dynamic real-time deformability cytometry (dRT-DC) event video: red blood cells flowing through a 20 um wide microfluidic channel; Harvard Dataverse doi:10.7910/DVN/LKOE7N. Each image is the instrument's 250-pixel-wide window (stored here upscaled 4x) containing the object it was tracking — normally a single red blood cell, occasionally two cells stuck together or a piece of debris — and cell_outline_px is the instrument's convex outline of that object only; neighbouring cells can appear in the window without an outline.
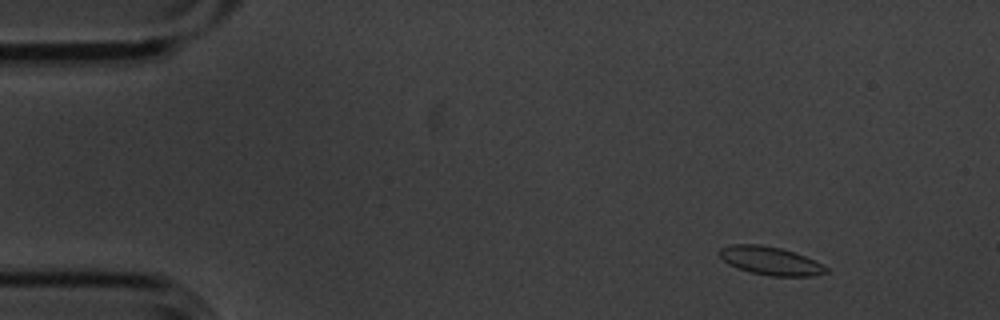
{"species": "common noctule bat (a hibernating species)", "species_latin": "Nyctalus noctula", "temperature_condition": "cold", "stored_images_in_passage": 4, "camera_frame_rate_fps": 3000, "um_per_image_px": 0.085, "animal": {"sex": "male", "body_mass_g": 20.1, "forearm_length_mm": 53.5}, "frame": {"image": 1, "passage_image": 2, "time_ms": 0.333, "image_size_px": [1000, 320], "cell_outline_px": [[828, 272], [812, 276], [772, 276], [752, 272], [736, 268], [728, 264], [716, 252], [720, 248], [732, 244], [760, 244], [780, 248], [804, 256], [828, 268]], "centroid_in_image_um": [65.42, 22.16], "position_along_channel_um": 19.6, "area_um2": 17.4}}